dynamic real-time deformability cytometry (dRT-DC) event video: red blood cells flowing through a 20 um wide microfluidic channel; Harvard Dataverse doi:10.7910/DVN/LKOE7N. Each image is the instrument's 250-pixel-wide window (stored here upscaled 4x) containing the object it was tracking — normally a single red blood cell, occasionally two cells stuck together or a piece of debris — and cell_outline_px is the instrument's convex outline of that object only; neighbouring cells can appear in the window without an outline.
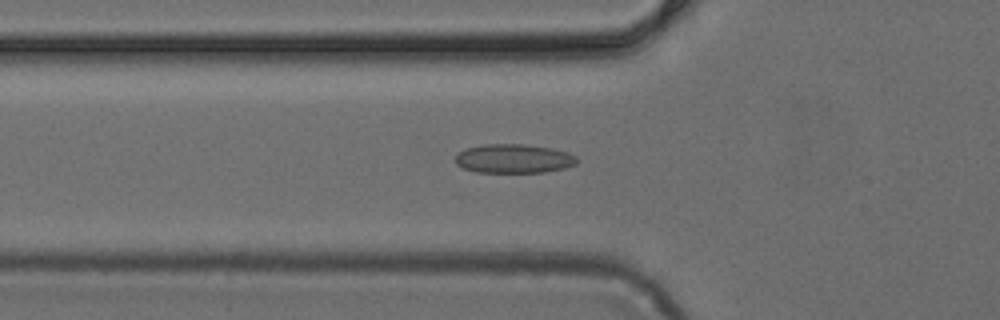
{"species": "common noctule bat (a hibernating species)", "species_latin": "Nyctalus noctula", "temperature_condition": "cold", "stored_images_in_passage": 49, "camera_frame_rate_fps": 3000, "um_per_image_px": 0.085, "animal": {"sex": "female", "body_mass_g": 24.6, "forearm_length_mm": 56.2}, "frame": {"image": 1, "passage_image": 17, "time_ms": 5.333, "image_size_px": [1000, 320], "cell_outline_px": [[580, 160], [576, 164], [564, 168], [544, 172], [476, 172], [464, 168], [456, 164], [456, 156], [464, 148], [484, 144], [524, 144], [552, 148], [568, 152], [576, 156]], "centroid_in_image_um": [43.69, 13.47], "position_along_channel_um": 82.1, "area_um2": 20.63}}
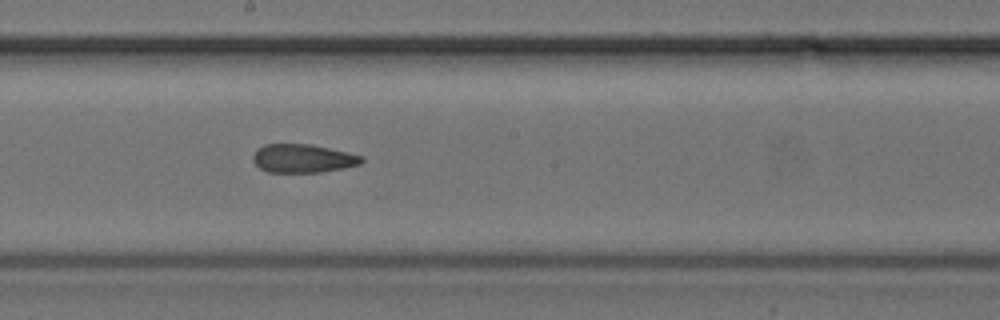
{"frame": {"image": 2, "passage_image": 27, "time_ms": 8.667, "image_size_px": [1000, 320], "cell_outline_px": [[364, 160], [360, 164], [344, 168], [320, 172], [268, 172], [260, 168], [252, 160], [252, 156], [256, 148], [264, 144], [312, 144], [364, 156]], "centroid_in_image_um": [25.73, 13.46], "position_along_channel_um": 222.5, "area_um2": 18.15}}
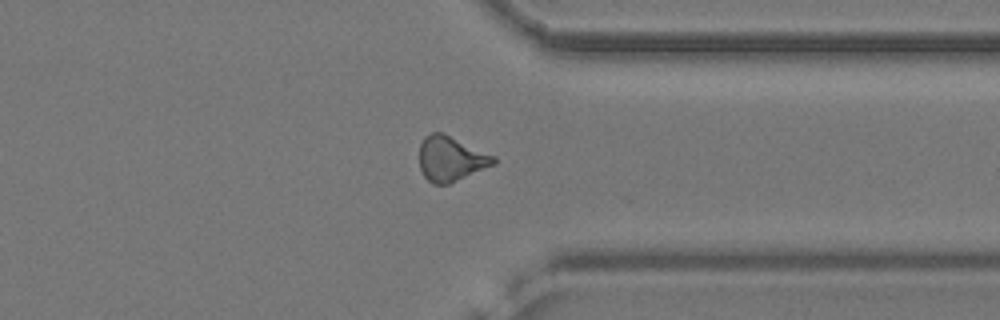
{"frame": {"image": 3, "passage_image": 38, "time_ms": 12.333, "image_size_px": [1000, 320], "cell_outline_px": [[496, 164], [448, 184], [432, 184], [424, 176], [420, 168], [420, 144], [424, 136], [432, 132], [444, 132], [496, 156]], "centroid_in_image_um": [38.33, 13.47], "position_along_channel_um": 373.1, "area_um2": 19.65}}